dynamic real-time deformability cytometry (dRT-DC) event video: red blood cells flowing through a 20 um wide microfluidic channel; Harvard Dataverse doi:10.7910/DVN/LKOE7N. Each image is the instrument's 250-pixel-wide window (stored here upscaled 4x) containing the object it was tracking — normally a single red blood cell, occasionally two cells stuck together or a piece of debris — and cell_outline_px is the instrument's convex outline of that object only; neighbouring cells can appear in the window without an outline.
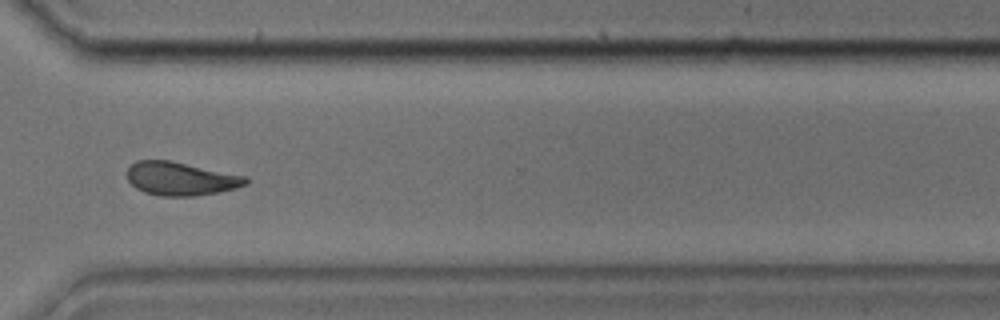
{"species": "common noctule bat (a hibernating species)", "species_latin": "Nyctalus noctula", "temperature_condition": "cold", "stored_images_in_passage": 44, "camera_frame_rate_fps": 3000, "um_per_image_px": 0.085, "animal": {"sex": "male", "body_mass_g": 17.9, "forearm_length_mm": 54.2}, "frame": {"image": 1, "passage_image": 32, "time_ms": 10.333, "image_size_px": [1000, 320], "cell_outline_px": [[248, 184], [236, 188], [220, 192], [192, 196], [160, 196], [144, 192], [136, 188], [128, 180], [128, 168], [136, 160], [172, 160], [248, 176]], "centroid_in_image_um": [15.4, 15.18], "position_along_channel_um": 355.2, "area_um2": 23.35}}
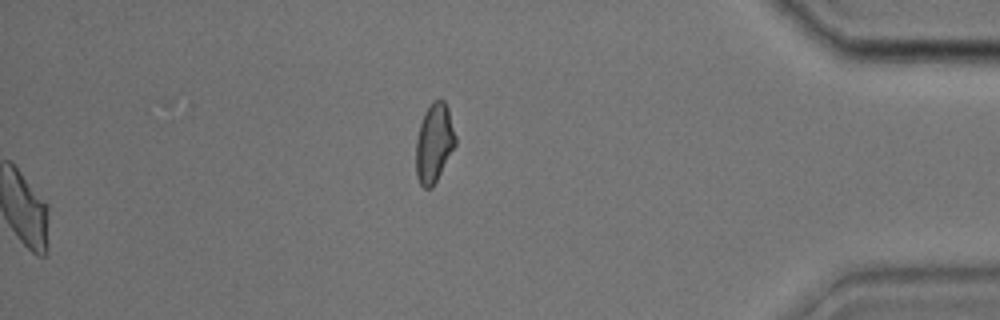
{"frame": {"image": 2, "passage_image": 44, "time_ms": 14.333, "image_size_px": [1000, 320], "cell_outline_px": [[456, 144], [432, 188], [424, 188], [420, 184], [416, 176], [416, 140], [420, 124], [424, 112], [432, 100], [444, 100], [448, 108], [456, 136]], "centroid_in_image_um": [36.89, 12.14], "position_along_channel_um": 398.3, "area_um2": 18.15}}